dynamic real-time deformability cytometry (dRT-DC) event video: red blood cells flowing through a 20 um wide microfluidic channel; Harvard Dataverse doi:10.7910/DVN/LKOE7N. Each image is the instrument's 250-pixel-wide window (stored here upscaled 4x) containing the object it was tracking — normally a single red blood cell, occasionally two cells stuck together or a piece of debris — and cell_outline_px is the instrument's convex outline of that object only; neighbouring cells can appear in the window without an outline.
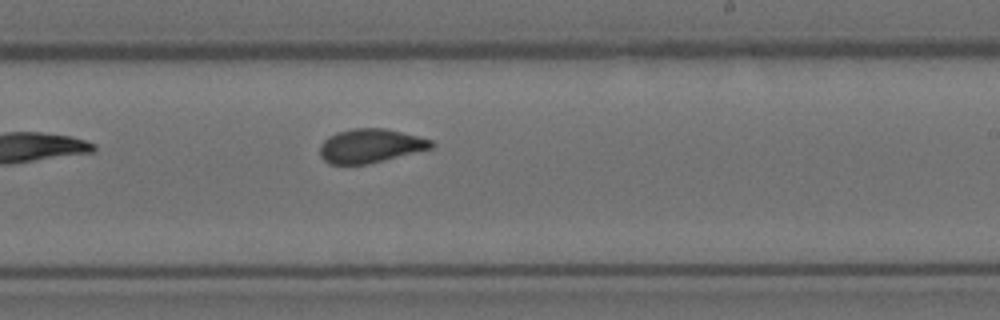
{"species": "Egyptian fruit bat (a non-hibernating species)", "species_latin": "Rousettus aegyptiacus", "temperature_condition": "room temperature", "stored_images_in_passage": 6, "camera_frame_rate_fps": 3000, "um_per_image_px": 0.085, "animal": {"sex": "female"}, "frame": {"image": 1, "passage_image": 6, "time_ms": 1.667, "image_size_px": [1000, 320], "cell_outline_px": [[436, 144], [432, 148], [368, 164], [328, 164], [320, 156], [320, 144], [328, 136], [336, 132], [352, 128], [384, 128], [432, 140]], "centroid_in_image_um": [31.45, 12.39], "position_along_channel_um": 257.6, "area_um2": 21.96}}